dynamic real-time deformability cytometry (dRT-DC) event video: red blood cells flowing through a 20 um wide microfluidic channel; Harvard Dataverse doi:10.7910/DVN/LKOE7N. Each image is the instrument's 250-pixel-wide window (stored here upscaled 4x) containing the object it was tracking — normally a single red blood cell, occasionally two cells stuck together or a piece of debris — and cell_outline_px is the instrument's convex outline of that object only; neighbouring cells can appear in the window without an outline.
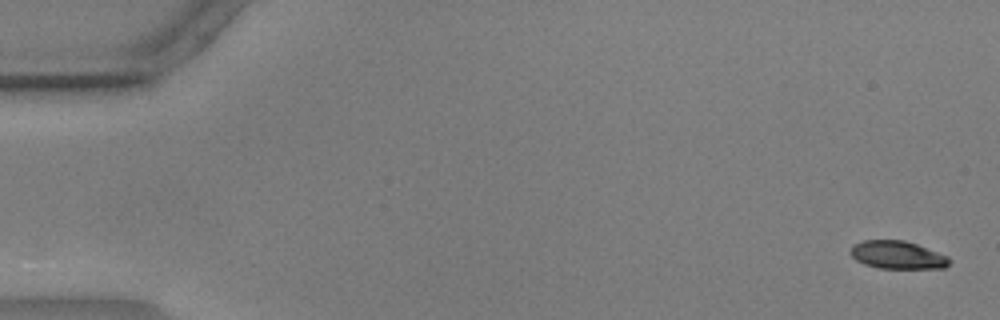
{"species": "common noctule bat (a hibernating species)", "species_latin": "Nyctalus noctula", "temperature_condition": "warm", "stored_images_in_passage": 58, "camera_frame_rate_fps": 3000, "um_per_image_px": 0.085, "animal": {"sex": "male", "body_mass_g": 17.9, "forearm_length_mm": 54.2}, "frame": {"image": 1, "passage_image": 2, "time_ms": 0.333, "image_size_px": [1000, 320], "cell_outline_px": [[952, 260], [944, 268], [880, 268], [864, 264], [856, 260], [848, 252], [852, 244], [864, 240], [904, 240], [916, 244], [948, 256]], "centroid_in_image_um": [76.25, 21.66], "position_along_channel_um": 8.7, "area_um2": 16.13}}
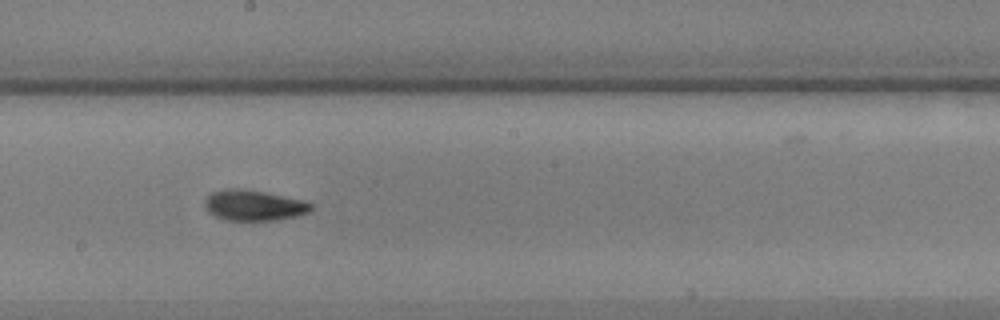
{"frame": {"image": 2, "passage_image": 32, "time_ms": 10.333, "image_size_px": [1000, 320], "cell_outline_px": [[312, 208], [308, 212], [300, 216], [276, 220], [224, 220], [208, 212], [204, 208], [204, 200], [212, 192], [224, 188], [240, 188], [264, 192], [304, 200], [312, 204]], "centroid_in_image_um": [21.56, 17.45], "position_along_channel_um": 226.6, "area_um2": 19.13}}
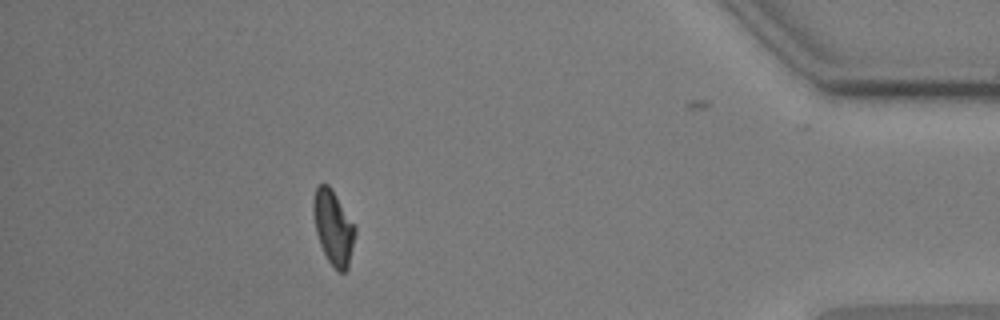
{"frame": {"image": 3, "passage_image": 51, "time_ms": 16.667, "image_size_px": [1000, 320], "cell_outline_px": [[356, 232], [348, 268], [344, 272], [340, 272], [328, 260], [320, 244], [316, 232], [312, 212], [312, 200], [316, 188], [320, 184], [328, 184], [332, 188], [356, 228]], "centroid_in_image_um": [28.32, 19.3], "position_along_channel_um": 406.9, "area_um2": 17.98}, "authors_computed_cell_mechanics": {"area_um2": 17.6868, "velocity_mm_per_s": 3.5975, "shape_relaxation_time_tau1_ms": 3.4686, "shape_relaxation_time_tau2_ms": 5.1475, "deformation_change_tau1": 0.147, "deformation_change_tau2": 0.0974}}